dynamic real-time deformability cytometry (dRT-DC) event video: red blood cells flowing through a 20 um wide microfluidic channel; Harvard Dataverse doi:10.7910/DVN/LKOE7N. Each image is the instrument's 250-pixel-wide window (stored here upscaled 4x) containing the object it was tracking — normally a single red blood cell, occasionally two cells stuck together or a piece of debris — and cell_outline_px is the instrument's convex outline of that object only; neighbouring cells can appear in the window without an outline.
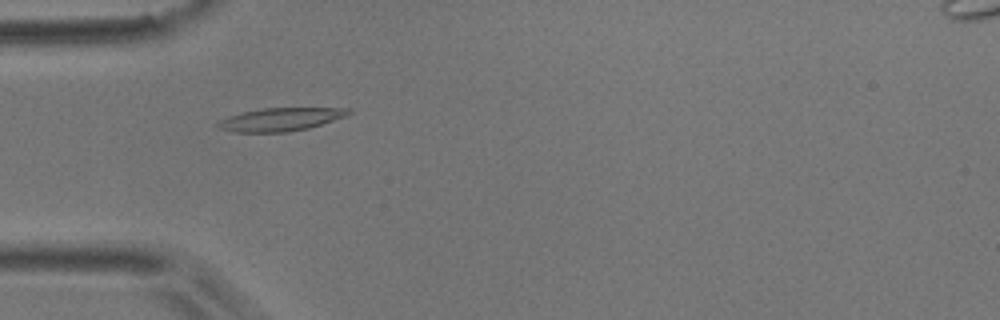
{"species": "common noctule bat (a hibernating species)", "species_latin": "Nyctalus noctula", "temperature_condition": "room temperature", "stored_images_in_passage": 40, "camera_frame_rate_fps": 3000, "um_per_image_px": 0.085, "animal": {"sex": "male", "body_mass_g": 17.9}, "frame": {"image": 1, "passage_image": 3, "time_ms": 0.667, "image_size_px": [1000, 320], "cell_outline_px": [[352, 112], [348, 116], [308, 128], [288, 132], [236, 132], [220, 128], [216, 124], [220, 120], [228, 116], [260, 108], [352, 108]], "centroid_in_image_um": [23.9, 10.14], "position_along_channel_um": 61.1, "area_um2": 17.57}}
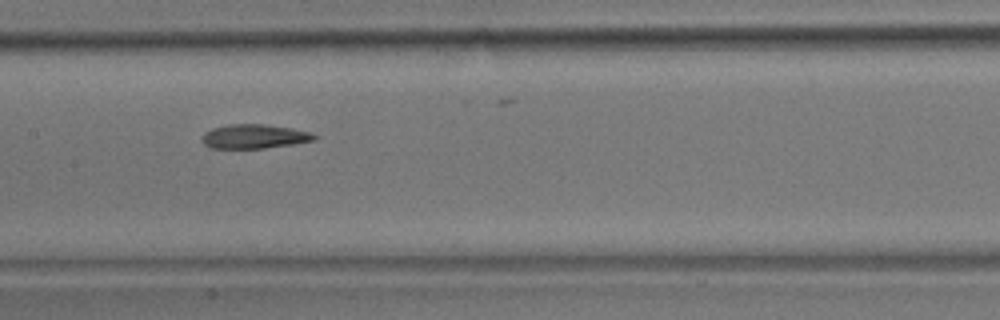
{"frame": {"image": 2, "passage_image": 13, "time_ms": 4.0, "image_size_px": [1000, 320], "cell_outline_px": [[320, 136], [316, 140], [292, 144], [264, 148], [208, 148], [200, 140], [200, 136], [204, 132], [212, 128], [228, 124], [264, 124], [292, 128], [312, 132]], "centroid_in_image_um": [21.6, 11.59], "position_along_channel_um": 185.8, "area_um2": 16.13}}
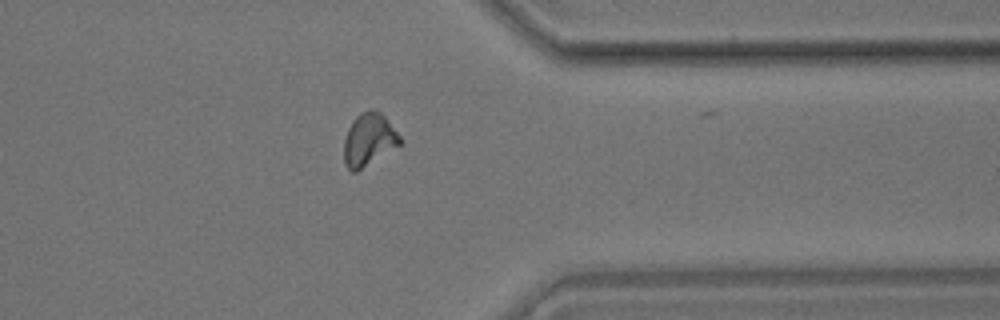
{"frame": {"image": 3, "passage_image": 29, "time_ms": 9.333, "image_size_px": [1000, 320], "cell_outline_px": [[404, 144], [356, 172], [352, 172], [344, 164], [344, 140], [348, 128], [352, 120], [360, 112], [372, 108], [376, 108], [384, 116], [404, 140]], "centroid_in_image_um": [31.39, 11.87], "position_along_channel_um": 380.0, "area_um2": 17.69}, "authors_computed_cell_mechanics": {"area_um2": 16.2707, "velocity_mm_per_s": 3.8028, "shape_relaxation_time_tau1_ms": 6.5663, "shape_relaxation_time_tau2_ms": 2.6904, "deformation_change_tau1": 0.1991, "deformation_change_tau2": 0.1114}}